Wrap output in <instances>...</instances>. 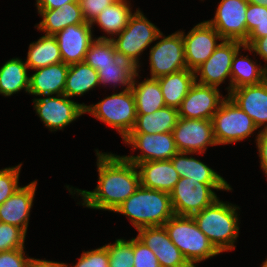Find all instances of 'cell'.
<instances>
[{"instance_id":"35","label":"cell","mask_w":267,"mask_h":267,"mask_svg":"<svg viewBox=\"0 0 267 267\" xmlns=\"http://www.w3.org/2000/svg\"><path fill=\"white\" fill-rule=\"evenodd\" d=\"M105 246L109 255V267H134L133 238L130 241L117 239L113 244Z\"/></svg>"},{"instance_id":"43","label":"cell","mask_w":267,"mask_h":267,"mask_svg":"<svg viewBox=\"0 0 267 267\" xmlns=\"http://www.w3.org/2000/svg\"><path fill=\"white\" fill-rule=\"evenodd\" d=\"M243 44L244 50L255 52L267 62V35L258 39H247Z\"/></svg>"},{"instance_id":"10","label":"cell","mask_w":267,"mask_h":267,"mask_svg":"<svg viewBox=\"0 0 267 267\" xmlns=\"http://www.w3.org/2000/svg\"><path fill=\"white\" fill-rule=\"evenodd\" d=\"M150 49L149 63L151 78H159L164 75L187 69L184 55V42L181 31L163 36Z\"/></svg>"},{"instance_id":"11","label":"cell","mask_w":267,"mask_h":267,"mask_svg":"<svg viewBox=\"0 0 267 267\" xmlns=\"http://www.w3.org/2000/svg\"><path fill=\"white\" fill-rule=\"evenodd\" d=\"M34 110L50 131L61 130L85 113L87 105L68 99L64 94L34 98Z\"/></svg>"},{"instance_id":"6","label":"cell","mask_w":267,"mask_h":267,"mask_svg":"<svg viewBox=\"0 0 267 267\" xmlns=\"http://www.w3.org/2000/svg\"><path fill=\"white\" fill-rule=\"evenodd\" d=\"M87 112L110 127L117 129L124 139L133 130L137 117L132 89H124L95 105L86 106L85 113Z\"/></svg>"},{"instance_id":"50","label":"cell","mask_w":267,"mask_h":267,"mask_svg":"<svg viewBox=\"0 0 267 267\" xmlns=\"http://www.w3.org/2000/svg\"><path fill=\"white\" fill-rule=\"evenodd\" d=\"M109 1H111L112 3H117V2H119L121 0H109Z\"/></svg>"},{"instance_id":"25","label":"cell","mask_w":267,"mask_h":267,"mask_svg":"<svg viewBox=\"0 0 267 267\" xmlns=\"http://www.w3.org/2000/svg\"><path fill=\"white\" fill-rule=\"evenodd\" d=\"M162 90L164 102L168 107L179 108L190 88L196 82L193 70L184 69L176 73L157 78Z\"/></svg>"},{"instance_id":"21","label":"cell","mask_w":267,"mask_h":267,"mask_svg":"<svg viewBox=\"0 0 267 267\" xmlns=\"http://www.w3.org/2000/svg\"><path fill=\"white\" fill-rule=\"evenodd\" d=\"M69 65L64 62L36 69L29 79V94L49 96L64 94Z\"/></svg>"},{"instance_id":"30","label":"cell","mask_w":267,"mask_h":267,"mask_svg":"<svg viewBox=\"0 0 267 267\" xmlns=\"http://www.w3.org/2000/svg\"><path fill=\"white\" fill-rule=\"evenodd\" d=\"M126 0H121L106 7L96 19L91 22L99 25V27L111 35L112 37L100 36L98 39H113L114 35L121 33L128 24L130 16L133 14L130 5Z\"/></svg>"},{"instance_id":"23","label":"cell","mask_w":267,"mask_h":267,"mask_svg":"<svg viewBox=\"0 0 267 267\" xmlns=\"http://www.w3.org/2000/svg\"><path fill=\"white\" fill-rule=\"evenodd\" d=\"M43 18L36 28L46 35H55L67 26L86 23L79 2L66 3L62 8L38 10Z\"/></svg>"},{"instance_id":"32","label":"cell","mask_w":267,"mask_h":267,"mask_svg":"<svg viewBox=\"0 0 267 267\" xmlns=\"http://www.w3.org/2000/svg\"><path fill=\"white\" fill-rule=\"evenodd\" d=\"M62 62V57L54 35H44L29 45L27 60L28 68L36 70Z\"/></svg>"},{"instance_id":"42","label":"cell","mask_w":267,"mask_h":267,"mask_svg":"<svg viewBox=\"0 0 267 267\" xmlns=\"http://www.w3.org/2000/svg\"><path fill=\"white\" fill-rule=\"evenodd\" d=\"M24 249L0 252V267H25L29 257L25 256Z\"/></svg>"},{"instance_id":"41","label":"cell","mask_w":267,"mask_h":267,"mask_svg":"<svg viewBox=\"0 0 267 267\" xmlns=\"http://www.w3.org/2000/svg\"><path fill=\"white\" fill-rule=\"evenodd\" d=\"M267 20V7L248 4L246 12L247 37L261 23Z\"/></svg>"},{"instance_id":"27","label":"cell","mask_w":267,"mask_h":267,"mask_svg":"<svg viewBox=\"0 0 267 267\" xmlns=\"http://www.w3.org/2000/svg\"><path fill=\"white\" fill-rule=\"evenodd\" d=\"M138 76L137 72L132 84L136 114H150L166 106L158 79L148 78L137 84Z\"/></svg>"},{"instance_id":"16","label":"cell","mask_w":267,"mask_h":267,"mask_svg":"<svg viewBox=\"0 0 267 267\" xmlns=\"http://www.w3.org/2000/svg\"><path fill=\"white\" fill-rule=\"evenodd\" d=\"M226 98L220 94L219 88L195 82L178 108L179 117L212 120Z\"/></svg>"},{"instance_id":"38","label":"cell","mask_w":267,"mask_h":267,"mask_svg":"<svg viewBox=\"0 0 267 267\" xmlns=\"http://www.w3.org/2000/svg\"><path fill=\"white\" fill-rule=\"evenodd\" d=\"M65 267L69 266L66 264ZM73 267H109L107 247L104 245L97 249L84 251Z\"/></svg>"},{"instance_id":"20","label":"cell","mask_w":267,"mask_h":267,"mask_svg":"<svg viewBox=\"0 0 267 267\" xmlns=\"http://www.w3.org/2000/svg\"><path fill=\"white\" fill-rule=\"evenodd\" d=\"M37 181L18 188L0 205V222L21 228L27 233L30 210L33 206Z\"/></svg>"},{"instance_id":"33","label":"cell","mask_w":267,"mask_h":267,"mask_svg":"<svg viewBox=\"0 0 267 267\" xmlns=\"http://www.w3.org/2000/svg\"><path fill=\"white\" fill-rule=\"evenodd\" d=\"M138 69L130 61L120 59L115 64H106L98 66L96 70L99 75L100 85H109L114 83V88L116 85L126 86L125 90L132 89L133 80Z\"/></svg>"},{"instance_id":"18","label":"cell","mask_w":267,"mask_h":267,"mask_svg":"<svg viewBox=\"0 0 267 267\" xmlns=\"http://www.w3.org/2000/svg\"><path fill=\"white\" fill-rule=\"evenodd\" d=\"M91 23L70 25L57 32L56 37L59 45L62 62L71 65L83 62L89 45L94 40Z\"/></svg>"},{"instance_id":"39","label":"cell","mask_w":267,"mask_h":267,"mask_svg":"<svg viewBox=\"0 0 267 267\" xmlns=\"http://www.w3.org/2000/svg\"><path fill=\"white\" fill-rule=\"evenodd\" d=\"M134 267H160L154 252L137 237L133 238Z\"/></svg>"},{"instance_id":"15","label":"cell","mask_w":267,"mask_h":267,"mask_svg":"<svg viewBox=\"0 0 267 267\" xmlns=\"http://www.w3.org/2000/svg\"><path fill=\"white\" fill-rule=\"evenodd\" d=\"M184 42V55L187 69L195 70L204 63L223 41L221 35L207 22L198 23L187 35L181 31Z\"/></svg>"},{"instance_id":"47","label":"cell","mask_w":267,"mask_h":267,"mask_svg":"<svg viewBox=\"0 0 267 267\" xmlns=\"http://www.w3.org/2000/svg\"><path fill=\"white\" fill-rule=\"evenodd\" d=\"M267 35V20L257 26L247 37V39H258Z\"/></svg>"},{"instance_id":"40","label":"cell","mask_w":267,"mask_h":267,"mask_svg":"<svg viewBox=\"0 0 267 267\" xmlns=\"http://www.w3.org/2000/svg\"><path fill=\"white\" fill-rule=\"evenodd\" d=\"M80 9L86 22L91 23L108 6L113 4L109 0H78Z\"/></svg>"},{"instance_id":"36","label":"cell","mask_w":267,"mask_h":267,"mask_svg":"<svg viewBox=\"0 0 267 267\" xmlns=\"http://www.w3.org/2000/svg\"><path fill=\"white\" fill-rule=\"evenodd\" d=\"M26 233L19 227L0 222V252L25 248Z\"/></svg>"},{"instance_id":"31","label":"cell","mask_w":267,"mask_h":267,"mask_svg":"<svg viewBox=\"0 0 267 267\" xmlns=\"http://www.w3.org/2000/svg\"><path fill=\"white\" fill-rule=\"evenodd\" d=\"M28 66L22 59L12 58L0 68V94L11 96L25 90L29 92Z\"/></svg>"},{"instance_id":"19","label":"cell","mask_w":267,"mask_h":267,"mask_svg":"<svg viewBox=\"0 0 267 267\" xmlns=\"http://www.w3.org/2000/svg\"><path fill=\"white\" fill-rule=\"evenodd\" d=\"M228 96L253 120L257 128L264 125L263 129H267V79L257 85L233 89Z\"/></svg>"},{"instance_id":"48","label":"cell","mask_w":267,"mask_h":267,"mask_svg":"<svg viewBox=\"0 0 267 267\" xmlns=\"http://www.w3.org/2000/svg\"><path fill=\"white\" fill-rule=\"evenodd\" d=\"M246 1L251 4H258L267 7V0H246Z\"/></svg>"},{"instance_id":"12","label":"cell","mask_w":267,"mask_h":267,"mask_svg":"<svg viewBox=\"0 0 267 267\" xmlns=\"http://www.w3.org/2000/svg\"><path fill=\"white\" fill-rule=\"evenodd\" d=\"M132 149H140V155L123 156L129 162L138 165L141 162L170 160L179 151L172 132L146 134L129 133L124 139Z\"/></svg>"},{"instance_id":"49","label":"cell","mask_w":267,"mask_h":267,"mask_svg":"<svg viewBox=\"0 0 267 267\" xmlns=\"http://www.w3.org/2000/svg\"><path fill=\"white\" fill-rule=\"evenodd\" d=\"M261 267H267V258H266L265 262H263Z\"/></svg>"},{"instance_id":"2","label":"cell","mask_w":267,"mask_h":267,"mask_svg":"<svg viewBox=\"0 0 267 267\" xmlns=\"http://www.w3.org/2000/svg\"><path fill=\"white\" fill-rule=\"evenodd\" d=\"M114 212L126 215L137 230L163 226L174 215L170 193L142 185Z\"/></svg>"},{"instance_id":"29","label":"cell","mask_w":267,"mask_h":267,"mask_svg":"<svg viewBox=\"0 0 267 267\" xmlns=\"http://www.w3.org/2000/svg\"><path fill=\"white\" fill-rule=\"evenodd\" d=\"M99 85V75L94 68L89 66L85 61L74 63L69 65L64 95L68 98L82 96Z\"/></svg>"},{"instance_id":"14","label":"cell","mask_w":267,"mask_h":267,"mask_svg":"<svg viewBox=\"0 0 267 267\" xmlns=\"http://www.w3.org/2000/svg\"><path fill=\"white\" fill-rule=\"evenodd\" d=\"M172 134L179 152L203 154L207 146L217 145L212 120L179 117Z\"/></svg>"},{"instance_id":"44","label":"cell","mask_w":267,"mask_h":267,"mask_svg":"<svg viewBox=\"0 0 267 267\" xmlns=\"http://www.w3.org/2000/svg\"><path fill=\"white\" fill-rule=\"evenodd\" d=\"M256 143L259 151L260 165L267 176V129L258 132Z\"/></svg>"},{"instance_id":"8","label":"cell","mask_w":267,"mask_h":267,"mask_svg":"<svg viewBox=\"0 0 267 267\" xmlns=\"http://www.w3.org/2000/svg\"><path fill=\"white\" fill-rule=\"evenodd\" d=\"M212 124L217 145L241 141L258 129L253 120L229 96L214 113Z\"/></svg>"},{"instance_id":"9","label":"cell","mask_w":267,"mask_h":267,"mask_svg":"<svg viewBox=\"0 0 267 267\" xmlns=\"http://www.w3.org/2000/svg\"><path fill=\"white\" fill-rule=\"evenodd\" d=\"M244 44L235 40H223L214 50V53L194 70L195 81L199 84L219 87L229 77L231 92V65L235 53L243 48ZM200 76V79L198 78Z\"/></svg>"},{"instance_id":"28","label":"cell","mask_w":267,"mask_h":267,"mask_svg":"<svg viewBox=\"0 0 267 267\" xmlns=\"http://www.w3.org/2000/svg\"><path fill=\"white\" fill-rule=\"evenodd\" d=\"M238 50L231 65V91L246 86L257 85L267 79V65L258 66L249 56L240 55Z\"/></svg>"},{"instance_id":"17","label":"cell","mask_w":267,"mask_h":267,"mask_svg":"<svg viewBox=\"0 0 267 267\" xmlns=\"http://www.w3.org/2000/svg\"><path fill=\"white\" fill-rule=\"evenodd\" d=\"M137 231L136 237L154 252L160 267L191 266L171 241L164 225L144 227Z\"/></svg>"},{"instance_id":"34","label":"cell","mask_w":267,"mask_h":267,"mask_svg":"<svg viewBox=\"0 0 267 267\" xmlns=\"http://www.w3.org/2000/svg\"><path fill=\"white\" fill-rule=\"evenodd\" d=\"M120 59L111 39L95 38L89 45L84 61L97 70L100 65L115 64Z\"/></svg>"},{"instance_id":"3","label":"cell","mask_w":267,"mask_h":267,"mask_svg":"<svg viewBox=\"0 0 267 267\" xmlns=\"http://www.w3.org/2000/svg\"><path fill=\"white\" fill-rule=\"evenodd\" d=\"M237 209L240 208L217 199L192 216L199 229L220 253L236 247L234 243L239 234Z\"/></svg>"},{"instance_id":"5","label":"cell","mask_w":267,"mask_h":267,"mask_svg":"<svg viewBox=\"0 0 267 267\" xmlns=\"http://www.w3.org/2000/svg\"><path fill=\"white\" fill-rule=\"evenodd\" d=\"M112 40L117 54L139 68V56L154 41L162 38V32L137 9L125 29Z\"/></svg>"},{"instance_id":"46","label":"cell","mask_w":267,"mask_h":267,"mask_svg":"<svg viewBox=\"0 0 267 267\" xmlns=\"http://www.w3.org/2000/svg\"><path fill=\"white\" fill-rule=\"evenodd\" d=\"M65 263L28 258L25 267H65Z\"/></svg>"},{"instance_id":"26","label":"cell","mask_w":267,"mask_h":267,"mask_svg":"<svg viewBox=\"0 0 267 267\" xmlns=\"http://www.w3.org/2000/svg\"><path fill=\"white\" fill-rule=\"evenodd\" d=\"M179 118L178 109L164 106L150 114H137L130 133L156 134L172 132Z\"/></svg>"},{"instance_id":"22","label":"cell","mask_w":267,"mask_h":267,"mask_svg":"<svg viewBox=\"0 0 267 267\" xmlns=\"http://www.w3.org/2000/svg\"><path fill=\"white\" fill-rule=\"evenodd\" d=\"M137 167L141 185L146 188L170 193L180 179L171 160L141 162Z\"/></svg>"},{"instance_id":"7","label":"cell","mask_w":267,"mask_h":267,"mask_svg":"<svg viewBox=\"0 0 267 267\" xmlns=\"http://www.w3.org/2000/svg\"><path fill=\"white\" fill-rule=\"evenodd\" d=\"M213 189L232 190L229 184H206L192 178H180L170 192L174 214L193 216L201 212L218 199Z\"/></svg>"},{"instance_id":"37","label":"cell","mask_w":267,"mask_h":267,"mask_svg":"<svg viewBox=\"0 0 267 267\" xmlns=\"http://www.w3.org/2000/svg\"><path fill=\"white\" fill-rule=\"evenodd\" d=\"M22 163L15 167L0 170V205L3 204L20 186L18 185Z\"/></svg>"},{"instance_id":"1","label":"cell","mask_w":267,"mask_h":267,"mask_svg":"<svg viewBox=\"0 0 267 267\" xmlns=\"http://www.w3.org/2000/svg\"><path fill=\"white\" fill-rule=\"evenodd\" d=\"M96 155L99 180L94 191L74 189L69 186L67 188L71 194L77 192L82 196L83 206L114 212L139 188L140 173L137 165L123 156L100 153L98 150H96Z\"/></svg>"},{"instance_id":"13","label":"cell","mask_w":267,"mask_h":267,"mask_svg":"<svg viewBox=\"0 0 267 267\" xmlns=\"http://www.w3.org/2000/svg\"><path fill=\"white\" fill-rule=\"evenodd\" d=\"M246 0H221L215 16L207 22L224 40L244 43L247 40Z\"/></svg>"},{"instance_id":"4","label":"cell","mask_w":267,"mask_h":267,"mask_svg":"<svg viewBox=\"0 0 267 267\" xmlns=\"http://www.w3.org/2000/svg\"><path fill=\"white\" fill-rule=\"evenodd\" d=\"M173 244L191 266L220 254L192 216L173 215L165 224Z\"/></svg>"},{"instance_id":"24","label":"cell","mask_w":267,"mask_h":267,"mask_svg":"<svg viewBox=\"0 0 267 267\" xmlns=\"http://www.w3.org/2000/svg\"><path fill=\"white\" fill-rule=\"evenodd\" d=\"M189 154L193 153L178 152L170 159L180 178H192L206 184H228L212 168L192 156L189 157Z\"/></svg>"},{"instance_id":"45","label":"cell","mask_w":267,"mask_h":267,"mask_svg":"<svg viewBox=\"0 0 267 267\" xmlns=\"http://www.w3.org/2000/svg\"><path fill=\"white\" fill-rule=\"evenodd\" d=\"M38 10H52L62 8L66 3L78 2V0H36Z\"/></svg>"}]
</instances>
